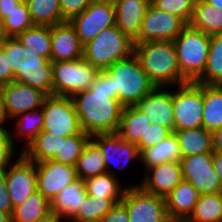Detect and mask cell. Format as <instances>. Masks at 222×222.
<instances>
[{
  "label": "cell",
  "mask_w": 222,
  "mask_h": 222,
  "mask_svg": "<svg viewBox=\"0 0 222 222\" xmlns=\"http://www.w3.org/2000/svg\"><path fill=\"white\" fill-rule=\"evenodd\" d=\"M72 100L81 128L88 135L117 133L124 106L105 70L99 72L90 89L75 94Z\"/></svg>",
  "instance_id": "6da1fadb"
},
{
  "label": "cell",
  "mask_w": 222,
  "mask_h": 222,
  "mask_svg": "<svg viewBox=\"0 0 222 222\" xmlns=\"http://www.w3.org/2000/svg\"><path fill=\"white\" fill-rule=\"evenodd\" d=\"M3 48L9 68L15 75L14 81L39 89L46 95H53L50 60L24 47L16 37L5 39Z\"/></svg>",
  "instance_id": "7a4b0ae2"
},
{
  "label": "cell",
  "mask_w": 222,
  "mask_h": 222,
  "mask_svg": "<svg viewBox=\"0 0 222 222\" xmlns=\"http://www.w3.org/2000/svg\"><path fill=\"white\" fill-rule=\"evenodd\" d=\"M143 71L155 86L185 84L173 41H148L135 44V52Z\"/></svg>",
  "instance_id": "3957f363"
},
{
  "label": "cell",
  "mask_w": 222,
  "mask_h": 222,
  "mask_svg": "<svg viewBox=\"0 0 222 222\" xmlns=\"http://www.w3.org/2000/svg\"><path fill=\"white\" fill-rule=\"evenodd\" d=\"M105 71L112 77L113 92L124 107L136 106L155 87L135 53Z\"/></svg>",
  "instance_id": "277c9868"
},
{
  "label": "cell",
  "mask_w": 222,
  "mask_h": 222,
  "mask_svg": "<svg viewBox=\"0 0 222 222\" xmlns=\"http://www.w3.org/2000/svg\"><path fill=\"white\" fill-rule=\"evenodd\" d=\"M135 52L134 40L116 25L101 31L83 47V59L100 71Z\"/></svg>",
  "instance_id": "5b68a950"
},
{
  "label": "cell",
  "mask_w": 222,
  "mask_h": 222,
  "mask_svg": "<svg viewBox=\"0 0 222 222\" xmlns=\"http://www.w3.org/2000/svg\"><path fill=\"white\" fill-rule=\"evenodd\" d=\"M173 42L181 73L189 82H196L205 71L210 35L187 24Z\"/></svg>",
  "instance_id": "8992f818"
},
{
  "label": "cell",
  "mask_w": 222,
  "mask_h": 222,
  "mask_svg": "<svg viewBox=\"0 0 222 222\" xmlns=\"http://www.w3.org/2000/svg\"><path fill=\"white\" fill-rule=\"evenodd\" d=\"M100 70L83 58L52 62L53 95L69 96L86 91Z\"/></svg>",
  "instance_id": "52a82bcc"
},
{
  "label": "cell",
  "mask_w": 222,
  "mask_h": 222,
  "mask_svg": "<svg viewBox=\"0 0 222 222\" xmlns=\"http://www.w3.org/2000/svg\"><path fill=\"white\" fill-rule=\"evenodd\" d=\"M174 131L202 127L203 84L188 82L172 92Z\"/></svg>",
  "instance_id": "ba28073f"
},
{
  "label": "cell",
  "mask_w": 222,
  "mask_h": 222,
  "mask_svg": "<svg viewBox=\"0 0 222 222\" xmlns=\"http://www.w3.org/2000/svg\"><path fill=\"white\" fill-rule=\"evenodd\" d=\"M43 130L52 136L86 133L82 130L72 97L47 95L42 104Z\"/></svg>",
  "instance_id": "9c48e42d"
},
{
  "label": "cell",
  "mask_w": 222,
  "mask_h": 222,
  "mask_svg": "<svg viewBox=\"0 0 222 222\" xmlns=\"http://www.w3.org/2000/svg\"><path fill=\"white\" fill-rule=\"evenodd\" d=\"M121 202L127 208L129 222H172L165 198L146 192L141 186H127Z\"/></svg>",
  "instance_id": "30bf717a"
},
{
  "label": "cell",
  "mask_w": 222,
  "mask_h": 222,
  "mask_svg": "<svg viewBox=\"0 0 222 222\" xmlns=\"http://www.w3.org/2000/svg\"><path fill=\"white\" fill-rule=\"evenodd\" d=\"M81 43L85 45L106 28L115 25L113 0H94L80 15L70 21Z\"/></svg>",
  "instance_id": "8fae6325"
},
{
  "label": "cell",
  "mask_w": 222,
  "mask_h": 222,
  "mask_svg": "<svg viewBox=\"0 0 222 222\" xmlns=\"http://www.w3.org/2000/svg\"><path fill=\"white\" fill-rule=\"evenodd\" d=\"M187 24L178 16L166 13L152 4L146 10L135 44L148 41H174Z\"/></svg>",
  "instance_id": "7c38bea8"
},
{
  "label": "cell",
  "mask_w": 222,
  "mask_h": 222,
  "mask_svg": "<svg viewBox=\"0 0 222 222\" xmlns=\"http://www.w3.org/2000/svg\"><path fill=\"white\" fill-rule=\"evenodd\" d=\"M184 180H187L200 194L222 192L219 177L214 170L213 153L182 157L180 160Z\"/></svg>",
  "instance_id": "4fadbf2b"
},
{
  "label": "cell",
  "mask_w": 222,
  "mask_h": 222,
  "mask_svg": "<svg viewBox=\"0 0 222 222\" xmlns=\"http://www.w3.org/2000/svg\"><path fill=\"white\" fill-rule=\"evenodd\" d=\"M5 180L13 208L24 203L37 191L36 163L30 161L23 153L7 170Z\"/></svg>",
  "instance_id": "5bb4252c"
},
{
  "label": "cell",
  "mask_w": 222,
  "mask_h": 222,
  "mask_svg": "<svg viewBox=\"0 0 222 222\" xmlns=\"http://www.w3.org/2000/svg\"><path fill=\"white\" fill-rule=\"evenodd\" d=\"M37 191L50 202L67 185L78 179L76 167L52 159L36 163Z\"/></svg>",
  "instance_id": "9a60e30c"
},
{
  "label": "cell",
  "mask_w": 222,
  "mask_h": 222,
  "mask_svg": "<svg viewBox=\"0 0 222 222\" xmlns=\"http://www.w3.org/2000/svg\"><path fill=\"white\" fill-rule=\"evenodd\" d=\"M3 94L4 109L8 119L17 118L20 113L30 112L42 107L44 92L16 81L0 86Z\"/></svg>",
  "instance_id": "2e32d148"
},
{
  "label": "cell",
  "mask_w": 222,
  "mask_h": 222,
  "mask_svg": "<svg viewBox=\"0 0 222 222\" xmlns=\"http://www.w3.org/2000/svg\"><path fill=\"white\" fill-rule=\"evenodd\" d=\"M155 86L136 107L143 113L150 123L167 127L174 132L173 98L169 90H161Z\"/></svg>",
  "instance_id": "e0dca14e"
},
{
  "label": "cell",
  "mask_w": 222,
  "mask_h": 222,
  "mask_svg": "<svg viewBox=\"0 0 222 222\" xmlns=\"http://www.w3.org/2000/svg\"><path fill=\"white\" fill-rule=\"evenodd\" d=\"M145 170L146 175L139 186L164 198L184 179L180 162L158 164Z\"/></svg>",
  "instance_id": "ac0fdd59"
},
{
  "label": "cell",
  "mask_w": 222,
  "mask_h": 222,
  "mask_svg": "<svg viewBox=\"0 0 222 222\" xmlns=\"http://www.w3.org/2000/svg\"><path fill=\"white\" fill-rule=\"evenodd\" d=\"M51 62L83 58V47L69 21L51 26Z\"/></svg>",
  "instance_id": "d6986e66"
},
{
  "label": "cell",
  "mask_w": 222,
  "mask_h": 222,
  "mask_svg": "<svg viewBox=\"0 0 222 222\" xmlns=\"http://www.w3.org/2000/svg\"><path fill=\"white\" fill-rule=\"evenodd\" d=\"M115 25L133 40L139 35L149 0H113Z\"/></svg>",
  "instance_id": "ffe728a7"
},
{
  "label": "cell",
  "mask_w": 222,
  "mask_h": 222,
  "mask_svg": "<svg viewBox=\"0 0 222 222\" xmlns=\"http://www.w3.org/2000/svg\"><path fill=\"white\" fill-rule=\"evenodd\" d=\"M91 140L101 149L104 154L106 172L113 175L108 166L115 163V158L120 157L125 165L134 158L141 157L136 144L125 141L117 133L95 134ZM120 162V161H119ZM124 165V164H123Z\"/></svg>",
  "instance_id": "44dd1931"
},
{
  "label": "cell",
  "mask_w": 222,
  "mask_h": 222,
  "mask_svg": "<svg viewBox=\"0 0 222 222\" xmlns=\"http://www.w3.org/2000/svg\"><path fill=\"white\" fill-rule=\"evenodd\" d=\"M200 193L187 180H182L165 198L169 219L184 222L192 213Z\"/></svg>",
  "instance_id": "7402d4cb"
},
{
  "label": "cell",
  "mask_w": 222,
  "mask_h": 222,
  "mask_svg": "<svg viewBox=\"0 0 222 222\" xmlns=\"http://www.w3.org/2000/svg\"><path fill=\"white\" fill-rule=\"evenodd\" d=\"M151 123L136 106L124 107L117 134L137 145L140 153L146 148V131Z\"/></svg>",
  "instance_id": "603a6c76"
},
{
  "label": "cell",
  "mask_w": 222,
  "mask_h": 222,
  "mask_svg": "<svg viewBox=\"0 0 222 222\" xmlns=\"http://www.w3.org/2000/svg\"><path fill=\"white\" fill-rule=\"evenodd\" d=\"M86 196L85 181L78 178L62 189L51 201V211L58 218L72 219L78 213L80 205L84 203Z\"/></svg>",
  "instance_id": "cb8c5ba5"
},
{
  "label": "cell",
  "mask_w": 222,
  "mask_h": 222,
  "mask_svg": "<svg viewBox=\"0 0 222 222\" xmlns=\"http://www.w3.org/2000/svg\"><path fill=\"white\" fill-rule=\"evenodd\" d=\"M140 156L141 162L147 169L167 162H180L182 159L181 149L174 132L156 145L145 148Z\"/></svg>",
  "instance_id": "d4e9b609"
},
{
  "label": "cell",
  "mask_w": 222,
  "mask_h": 222,
  "mask_svg": "<svg viewBox=\"0 0 222 222\" xmlns=\"http://www.w3.org/2000/svg\"><path fill=\"white\" fill-rule=\"evenodd\" d=\"M182 157H189L203 153H213L212 132L204 127L174 131Z\"/></svg>",
  "instance_id": "484cf974"
},
{
  "label": "cell",
  "mask_w": 222,
  "mask_h": 222,
  "mask_svg": "<svg viewBox=\"0 0 222 222\" xmlns=\"http://www.w3.org/2000/svg\"><path fill=\"white\" fill-rule=\"evenodd\" d=\"M202 127L214 132L222 127V85L203 84Z\"/></svg>",
  "instance_id": "4316f807"
},
{
  "label": "cell",
  "mask_w": 222,
  "mask_h": 222,
  "mask_svg": "<svg viewBox=\"0 0 222 222\" xmlns=\"http://www.w3.org/2000/svg\"><path fill=\"white\" fill-rule=\"evenodd\" d=\"M75 167L78 178L83 180L107 173L104 154L91 139L85 145Z\"/></svg>",
  "instance_id": "83f0119b"
},
{
  "label": "cell",
  "mask_w": 222,
  "mask_h": 222,
  "mask_svg": "<svg viewBox=\"0 0 222 222\" xmlns=\"http://www.w3.org/2000/svg\"><path fill=\"white\" fill-rule=\"evenodd\" d=\"M51 213V202L36 191L24 203L14 208L12 222H34Z\"/></svg>",
  "instance_id": "f1b7e54d"
},
{
  "label": "cell",
  "mask_w": 222,
  "mask_h": 222,
  "mask_svg": "<svg viewBox=\"0 0 222 222\" xmlns=\"http://www.w3.org/2000/svg\"><path fill=\"white\" fill-rule=\"evenodd\" d=\"M61 139H65V136H52L50 132L42 130L21 152L35 163L50 160L59 152Z\"/></svg>",
  "instance_id": "f546056e"
},
{
  "label": "cell",
  "mask_w": 222,
  "mask_h": 222,
  "mask_svg": "<svg viewBox=\"0 0 222 222\" xmlns=\"http://www.w3.org/2000/svg\"><path fill=\"white\" fill-rule=\"evenodd\" d=\"M184 222H222V192L200 194L192 213Z\"/></svg>",
  "instance_id": "4dcf8cb0"
},
{
  "label": "cell",
  "mask_w": 222,
  "mask_h": 222,
  "mask_svg": "<svg viewBox=\"0 0 222 222\" xmlns=\"http://www.w3.org/2000/svg\"><path fill=\"white\" fill-rule=\"evenodd\" d=\"M16 38L27 49L51 60V26L34 25Z\"/></svg>",
  "instance_id": "1f68e13d"
},
{
  "label": "cell",
  "mask_w": 222,
  "mask_h": 222,
  "mask_svg": "<svg viewBox=\"0 0 222 222\" xmlns=\"http://www.w3.org/2000/svg\"><path fill=\"white\" fill-rule=\"evenodd\" d=\"M196 83L222 85V33L210 35V48L205 71Z\"/></svg>",
  "instance_id": "d6a6232c"
},
{
  "label": "cell",
  "mask_w": 222,
  "mask_h": 222,
  "mask_svg": "<svg viewBox=\"0 0 222 222\" xmlns=\"http://www.w3.org/2000/svg\"><path fill=\"white\" fill-rule=\"evenodd\" d=\"M190 25L208 35L221 34L222 11L205 1L195 3L194 14Z\"/></svg>",
  "instance_id": "836d02e7"
},
{
  "label": "cell",
  "mask_w": 222,
  "mask_h": 222,
  "mask_svg": "<svg viewBox=\"0 0 222 222\" xmlns=\"http://www.w3.org/2000/svg\"><path fill=\"white\" fill-rule=\"evenodd\" d=\"M34 25L54 26L65 22L60 0H25Z\"/></svg>",
  "instance_id": "e575fe53"
},
{
  "label": "cell",
  "mask_w": 222,
  "mask_h": 222,
  "mask_svg": "<svg viewBox=\"0 0 222 222\" xmlns=\"http://www.w3.org/2000/svg\"><path fill=\"white\" fill-rule=\"evenodd\" d=\"M90 139L91 136L87 133L66 136L65 139H61L59 152L52 160L61 164L76 166L78 158Z\"/></svg>",
  "instance_id": "d590c367"
},
{
  "label": "cell",
  "mask_w": 222,
  "mask_h": 222,
  "mask_svg": "<svg viewBox=\"0 0 222 222\" xmlns=\"http://www.w3.org/2000/svg\"><path fill=\"white\" fill-rule=\"evenodd\" d=\"M123 197H96L86 196L84 203L80 205L78 213L72 220L102 219L104 215Z\"/></svg>",
  "instance_id": "8d00e7d4"
},
{
  "label": "cell",
  "mask_w": 222,
  "mask_h": 222,
  "mask_svg": "<svg viewBox=\"0 0 222 222\" xmlns=\"http://www.w3.org/2000/svg\"><path fill=\"white\" fill-rule=\"evenodd\" d=\"M85 181V188L88 196L96 197H123L126 187L120 188L115 175L105 173L88 178Z\"/></svg>",
  "instance_id": "74e56055"
},
{
  "label": "cell",
  "mask_w": 222,
  "mask_h": 222,
  "mask_svg": "<svg viewBox=\"0 0 222 222\" xmlns=\"http://www.w3.org/2000/svg\"><path fill=\"white\" fill-rule=\"evenodd\" d=\"M20 120L16 124L17 133L15 135L25 136L27 147L41 133L44 125V115L42 107L31 110L30 112L20 113Z\"/></svg>",
  "instance_id": "f35d334b"
},
{
  "label": "cell",
  "mask_w": 222,
  "mask_h": 222,
  "mask_svg": "<svg viewBox=\"0 0 222 222\" xmlns=\"http://www.w3.org/2000/svg\"><path fill=\"white\" fill-rule=\"evenodd\" d=\"M4 31L7 37H16L19 33L34 26L26 1H22L17 9L9 13L3 20Z\"/></svg>",
  "instance_id": "ab89813d"
},
{
  "label": "cell",
  "mask_w": 222,
  "mask_h": 222,
  "mask_svg": "<svg viewBox=\"0 0 222 222\" xmlns=\"http://www.w3.org/2000/svg\"><path fill=\"white\" fill-rule=\"evenodd\" d=\"M151 4L157 9L181 18L190 24L195 8L194 0H152Z\"/></svg>",
  "instance_id": "60d3db41"
},
{
  "label": "cell",
  "mask_w": 222,
  "mask_h": 222,
  "mask_svg": "<svg viewBox=\"0 0 222 222\" xmlns=\"http://www.w3.org/2000/svg\"><path fill=\"white\" fill-rule=\"evenodd\" d=\"M13 136L8 129L0 128V169L9 166V162L14 154Z\"/></svg>",
  "instance_id": "b9f144b4"
},
{
  "label": "cell",
  "mask_w": 222,
  "mask_h": 222,
  "mask_svg": "<svg viewBox=\"0 0 222 222\" xmlns=\"http://www.w3.org/2000/svg\"><path fill=\"white\" fill-rule=\"evenodd\" d=\"M94 0H60L62 18L70 21L84 12Z\"/></svg>",
  "instance_id": "7bdbcfd3"
},
{
  "label": "cell",
  "mask_w": 222,
  "mask_h": 222,
  "mask_svg": "<svg viewBox=\"0 0 222 222\" xmlns=\"http://www.w3.org/2000/svg\"><path fill=\"white\" fill-rule=\"evenodd\" d=\"M171 133L167 127L151 123L146 131V148L156 145Z\"/></svg>",
  "instance_id": "ee69618b"
},
{
  "label": "cell",
  "mask_w": 222,
  "mask_h": 222,
  "mask_svg": "<svg viewBox=\"0 0 222 222\" xmlns=\"http://www.w3.org/2000/svg\"><path fill=\"white\" fill-rule=\"evenodd\" d=\"M0 211L11 217L14 211L5 180V169H0Z\"/></svg>",
  "instance_id": "f6af8a7d"
},
{
  "label": "cell",
  "mask_w": 222,
  "mask_h": 222,
  "mask_svg": "<svg viewBox=\"0 0 222 222\" xmlns=\"http://www.w3.org/2000/svg\"><path fill=\"white\" fill-rule=\"evenodd\" d=\"M101 222H129L126 206L122 202L116 203L101 219Z\"/></svg>",
  "instance_id": "bcb514c9"
},
{
  "label": "cell",
  "mask_w": 222,
  "mask_h": 222,
  "mask_svg": "<svg viewBox=\"0 0 222 222\" xmlns=\"http://www.w3.org/2000/svg\"><path fill=\"white\" fill-rule=\"evenodd\" d=\"M14 73L9 68L8 58L5 56L3 42L0 43V86L14 81Z\"/></svg>",
  "instance_id": "7dc6e473"
},
{
  "label": "cell",
  "mask_w": 222,
  "mask_h": 222,
  "mask_svg": "<svg viewBox=\"0 0 222 222\" xmlns=\"http://www.w3.org/2000/svg\"><path fill=\"white\" fill-rule=\"evenodd\" d=\"M22 1L24 0H0V19L7 18L9 13L17 9Z\"/></svg>",
  "instance_id": "c3c4849f"
},
{
  "label": "cell",
  "mask_w": 222,
  "mask_h": 222,
  "mask_svg": "<svg viewBox=\"0 0 222 222\" xmlns=\"http://www.w3.org/2000/svg\"><path fill=\"white\" fill-rule=\"evenodd\" d=\"M213 152L222 153V127L212 132Z\"/></svg>",
  "instance_id": "681fc988"
},
{
  "label": "cell",
  "mask_w": 222,
  "mask_h": 222,
  "mask_svg": "<svg viewBox=\"0 0 222 222\" xmlns=\"http://www.w3.org/2000/svg\"><path fill=\"white\" fill-rule=\"evenodd\" d=\"M213 165L222 189V153L213 152Z\"/></svg>",
  "instance_id": "f907efd6"
},
{
  "label": "cell",
  "mask_w": 222,
  "mask_h": 222,
  "mask_svg": "<svg viewBox=\"0 0 222 222\" xmlns=\"http://www.w3.org/2000/svg\"><path fill=\"white\" fill-rule=\"evenodd\" d=\"M8 119L5 109H4V100H3V94L2 91L0 90V128H4V121Z\"/></svg>",
  "instance_id": "816d5d0a"
},
{
  "label": "cell",
  "mask_w": 222,
  "mask_h": 222,
  "mask_svg": "<svg viewBox=\"0 0 222 222\" xmlns=\"http://www.w3.org/2000/svg\"><path fill=\"white\" fill-rule=\"evenodd\" d=\"M60 221H61V218H58L55 214L51 213L49 216H46L34 222H60Z\"/></svg>",
  "instance_id": "f5cc1de1"
},
{
  "label": "cell",
  "mask_w": 222,
  "mask_h": 222,
  "mask_svg": "<svg viewBox=\"0 0 222 222\" xmlns=\"http://www.w3.org/2000/svg\"><path fill=\"white\" fill-rule=\"evenodd\" d=\"M205 2L222 11V0H205Z\"/></svg>",
  "instance_id": "db71d44e"
},
{
  "label": "cell",
  "mask_w": 222,
  "mask_h": 222,
  "mask_svg": "<svg viewBox=\"0 0 222 222\" xmlns=\"http://www.w3.org/2000/svg\"><path fill=\"white\" fill-rule=\"evenodd\" d=\"M7 35L4 31L3 20L0 19V43H2L5 39H7Z\"/></svg>",
  "instance_id": "11a10c76"
},
{
  "label": "cell",
  "mask_w": 222,
  "mask_h": 222,
  "mask_svg": "<svg viewBox=\"0 0 222 222\" xmlns=\"http://www.w3.org/2000/svg\"><path fill=\"white\" fill-rule=\"evenodd\" d=\"M0 222H12V217L9 214L0 211Z\"/></svg>",
  "instance_id": "9f6ffc18"
},
{
  "label": "cell",
  "mask_w": 222,
  "mask_h": 222,
  "mask_svg": "<svg viewBox=\"0 0 222 222\" xmlns=\"http://www.w3.org/2000/svg\"><path fill=\"white\" fill-rule=\"evenodd\" d=\"M73 222H101V219L72 220Z\"/></svg>",
  "instance_id": "6f0895ef"
},
{
  "label": "cell",
  "mask_w": 222,
  "mask_h": 222,
  "mask_svg": "<svg viewBox=\"0 0 222 222\" xmlns=\"http://www.w3.org/2000/svg\"><path fill=\"white\" fill-rule=\"evenodd\" d=\"M202 1H205V0H194L195 3L202 2Z\"/></svg>",
  "instance_id": "680465c9"
}]
</instances>
